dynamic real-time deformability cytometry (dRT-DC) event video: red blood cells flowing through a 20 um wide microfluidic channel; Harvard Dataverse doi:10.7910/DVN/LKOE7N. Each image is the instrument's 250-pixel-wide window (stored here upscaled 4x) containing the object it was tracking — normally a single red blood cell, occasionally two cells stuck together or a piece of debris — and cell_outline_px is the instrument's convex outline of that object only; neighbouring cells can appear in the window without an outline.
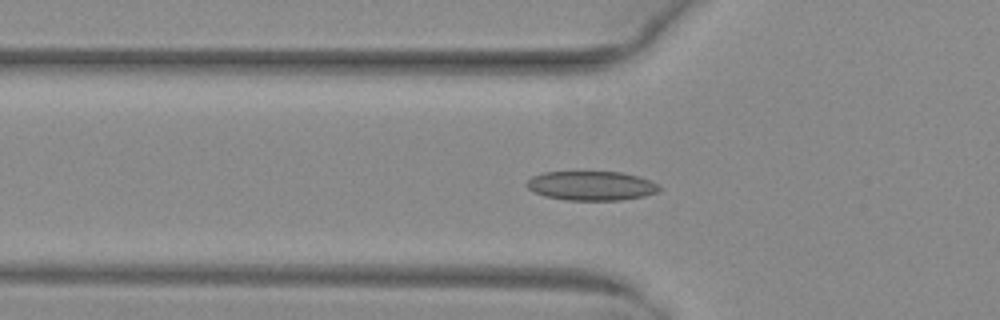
{"species": "common noctule bat (a hibernating species)", "species_latin": "Nyctalus noctula", "temperature_condition": "warm", "stored_images_in_passage": 52, "camera_frame_rate_fps": 3000, "um_per_image_px": 0.085, "animal": {"sex": "female", "body_mass_g": 29.2, "forearm_length_mm": 56.3}, "frame": {"image": 1, "passage_image": 18, "time_ms": 5.667, "image_size_px": [1000, 320], "cell_outline_px": [[660, 192], [644, 196], [620, 200], [564, 200], [544, 196], [528, 188], [524, 184], [532, 176], [544, 172], [620, 172], [640, 176], [656, 184], [660, 188]], "centroid_in_image_um": [50.25, 15.79], "position_along_channel_um": 75.5, "area_um2": 22.6}}
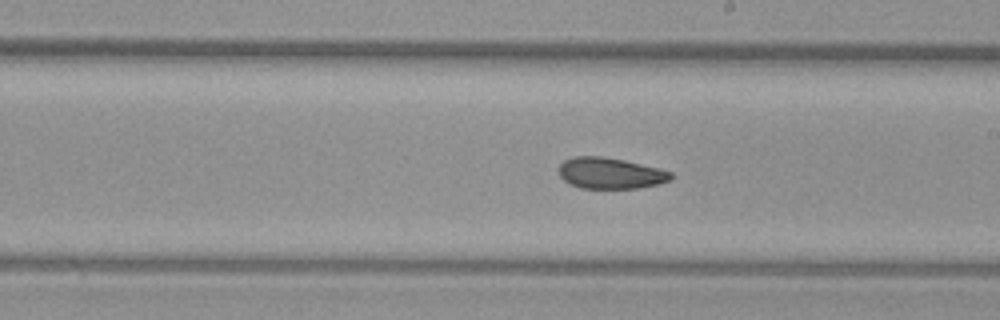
{"frame": {"image": 2, "passage_image": 30, "time_ms": 9.667, "image_size_px": [1000, 320], "cell_outline_px": [[672, 180], [660, 184], [640, 188], [580, 188], [568, 184], [560, 176], [560, 164], [564, 160], [576, 156], [600, 156], [624, 160], [660, 168], [672, 172]], "centroid_in_image_um": [51.91, 14.73], "position_along_channel_um": 237.1, "area_um2": 20.46}}
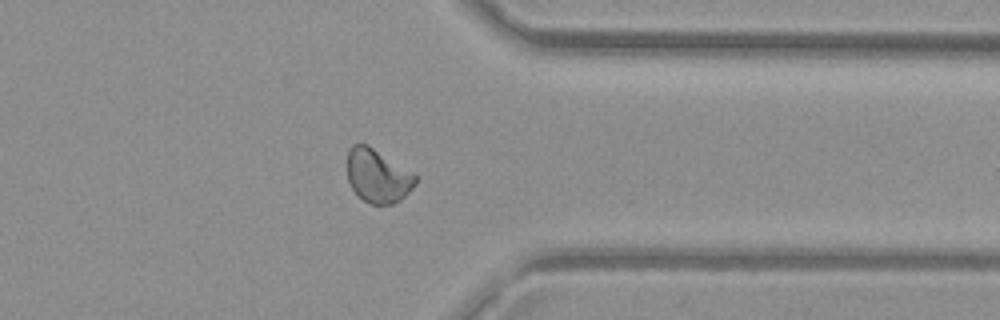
{"frame": {"image": 3, "passage_image": 41, "time_ms": 13.333, "image_size_px": [1000, 320], "cell_outline_px": [[416, 184], [400, 200], [392, 204], [372, 204], [356, 196], [348, 180], [348, 148], [352, 144], [368, 144], [412, 172], [416, 176]], "centroid_in_image_um": [32.08, 14.95], "position_along_channel_um": 379.3, "area_um2": 21.21}, "authors_computed_cell_mechanics": {"area_um2": 21.386, "velocity_mm_per_s": 4.0272, "shape_relaxation_time_tau1_ms": 6.5621, "shape_relaxation_time_tau2_ms": 2.6973, "deformation_change_tau1": 0.1382, "deformation_change_tau2": 0.0807}}